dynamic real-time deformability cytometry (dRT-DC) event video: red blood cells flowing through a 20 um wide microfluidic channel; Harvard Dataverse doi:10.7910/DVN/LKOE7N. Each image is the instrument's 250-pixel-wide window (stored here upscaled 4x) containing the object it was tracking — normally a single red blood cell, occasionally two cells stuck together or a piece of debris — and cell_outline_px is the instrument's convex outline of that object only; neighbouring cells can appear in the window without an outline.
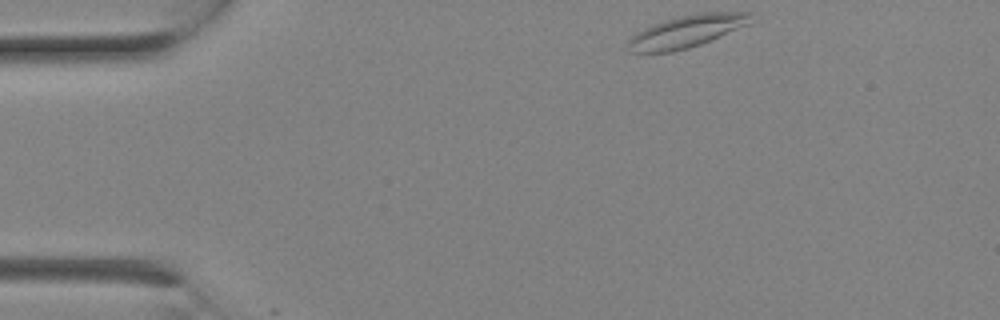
{"species": "Egyptian fruit bat (a non-hibernating species)", "species_latin": "Rousettus aegyptiacus", "temperature_condition": "room temperature", "stored_images_in_passage": 2, "camera_frame_rate_fps": 3000, "um_per_image_px": 0.085, "animal": {"sex": "female"}, "frame": {"image": 1, "passage_image": 1, "time_ms": 0.0, "image_size_px": [1000, 320], "cell_outline_px": [[756, 12], [748, 24], [700, 44], [688, 48], [672, 52], [632, 52], [628, 44], [628, 40], [636, 32], [644, 28], [680, 16], [700, 12]], "centroid_in_image_um": [58.4, 2.65], "position_along_channel_um": 26.6, "area_um2": 22.6}}